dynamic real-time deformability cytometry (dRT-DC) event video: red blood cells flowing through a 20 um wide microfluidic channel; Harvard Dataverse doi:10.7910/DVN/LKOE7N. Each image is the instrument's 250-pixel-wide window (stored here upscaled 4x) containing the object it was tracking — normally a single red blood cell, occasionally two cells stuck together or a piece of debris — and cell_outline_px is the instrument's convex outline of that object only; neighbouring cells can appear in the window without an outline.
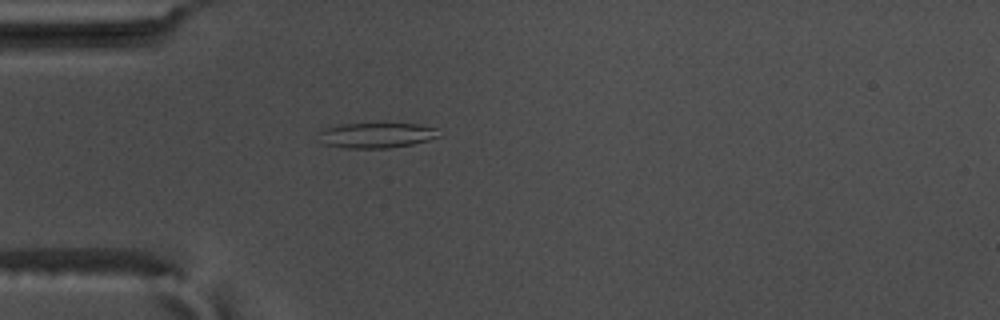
{"species": "common noctule bat (a hibernating species)", "species_latin": "Nyctalus noctula", "temperature_condition": "warm", "stored_images_in_passage": 56, "camera_frame_rate_fps": 3000, "um_per_image_px": 0.085, "animal": {"sex": "male", "body_mass_g": 17.5, "forearm_length_mm": 52.3}, "frame": {"image": 1, "passage_image": 17, "time_ms": 5.333, "image_size_px": [1000, 320], "cell_outline_px": [[440, 136], [428, 140], [412, 144], [388, 148], [348, 148], [324, 144], [320, 132], [324, 128], [340, 124], [416, 124], [436, 128]], "centroid_in_image_um": [32.02, 11.5], "position_along_channel_um": 53.0, "area_um2": 17.34}}
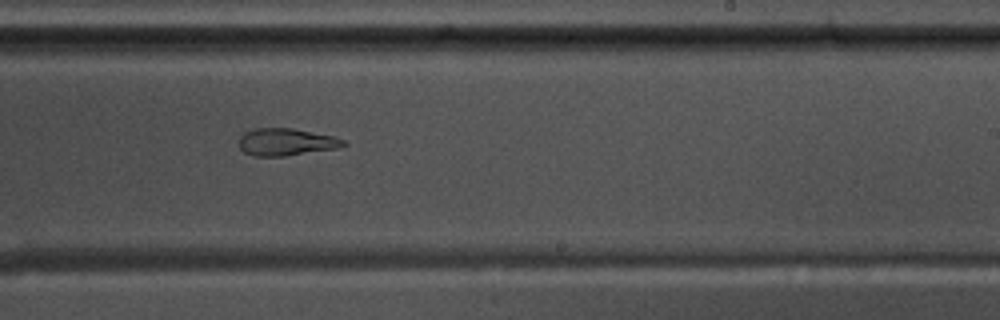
{"frame": {"image": 2, "passage_image": 35, "time_ms": 11.333, "image_size_px": [1000, 320], "cell_outline_px": [[348, 144], [340, 148], [284, 156], [252, 156], [244, 152], [240, 148], [240, 136], [244, 132], [256, 128], [292, 128], [332, 136], [344, 140]], "centroid_in_image_um": [24.32, 12.07], "position_along_channel_um": 264.7, "area_um2": 16.59}}
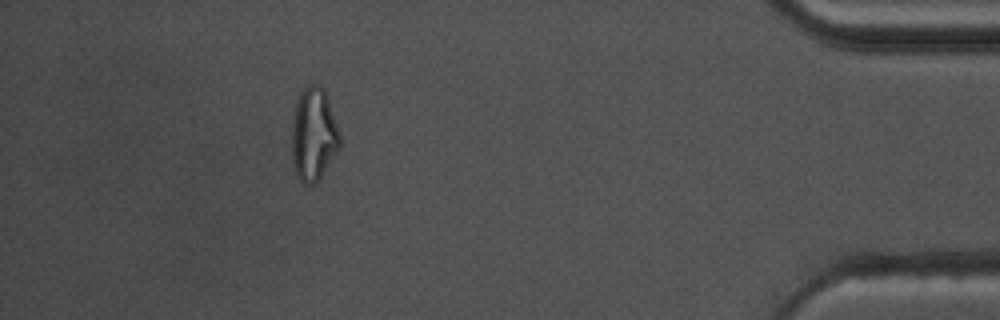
{"frame": {"image": 3, "passage_image": 51, "time_ms": 16.667, "image_size_px": [1000, 320], "cell_outline_px": [[340, 144], [336, 152], [320, 180], [312, 184], [304, 184], [296, 176], [292, 160], [292, 128], [296, 104], [300, 92], [308, 84], [320, 84], [324, 88], [328, 96], [340, 132]], "centroid_in_image_um": [26.67, 11.42], "position_along_channel_um": 408.5, "area_um2": 26.3}, "authors_computed_cell_mechanics": {"area_um2": 19.4786, "velocity_mm_per_s": 3.6915, "shape_relaxation_time_tau1_ms": null, "shape_relaxation_time_tau2_ms": 2.8541, "deformation_change_tau1": null, "deformation_change_tau2": 0.1187}}